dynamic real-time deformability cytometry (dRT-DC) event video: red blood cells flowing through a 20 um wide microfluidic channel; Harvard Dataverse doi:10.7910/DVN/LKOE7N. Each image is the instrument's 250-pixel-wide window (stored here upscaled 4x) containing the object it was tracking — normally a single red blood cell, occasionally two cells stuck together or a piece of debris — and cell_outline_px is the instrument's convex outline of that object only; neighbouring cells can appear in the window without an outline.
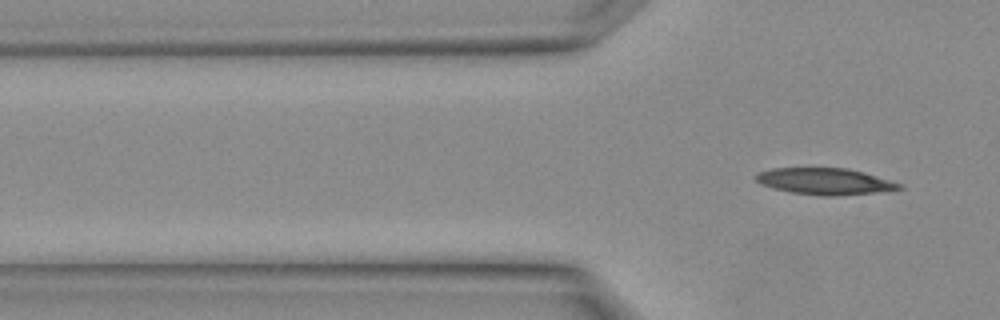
{"species": "Egyptian fruit bat (a non-hibernating species)", "species_latin": "Rousettus aegyptiacus", "temperature_condition": "warm", "stored_images_in_passage": 3, "camera_frame_rate_fps": 3000, "um_per_image_px": 0.085, "animal": {"sex": "female"}, "frame": {"image": 1, "passage_image": 3, "time_ms": 0.667, "image_size_px": [1000, 320], "cell_outline_px": [[904, 188], [876, 192], [832, 196], [824, 196], [792, 192], [760, 184], [756, 180], [756, 176], [760, 172], [772, 168], [848, 168], [864, 172], [904, 184]], "centroid_in_image_um": [70.17, 15.41], "position_along_channel_um": 55.6, "area_um2": 21.91}}